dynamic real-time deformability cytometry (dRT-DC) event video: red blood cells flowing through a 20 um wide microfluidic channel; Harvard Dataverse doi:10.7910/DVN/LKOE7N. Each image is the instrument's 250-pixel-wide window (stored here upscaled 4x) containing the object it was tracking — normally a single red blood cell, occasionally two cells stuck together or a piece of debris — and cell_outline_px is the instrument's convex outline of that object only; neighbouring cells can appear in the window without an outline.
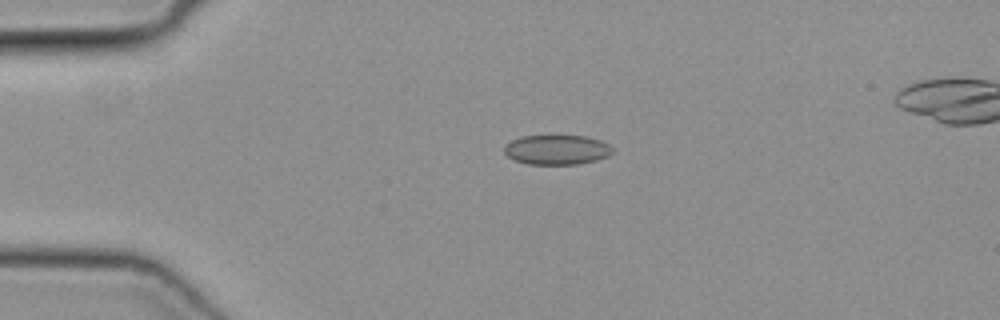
{"species": "common noctule bat (a hibernating species)", "species_latin": "Nyctalus noctula", "temperature_condition": "cold", "stored_images_in_passage": 16, "camera_frame_rate_fps": 3000, "um_per_image_px": 0.085, "animal": {"sex": "female", "body_mass_g": 19.3, "forearm_length_mm": 54.1}, "frame": {"image": 1, "passage_image": 1, "time_ms": 0.0, "image_size_px": [1000, 320], "cell_outline_px": [[612, 152], [608, 156], [596, 160], [576, 164], [528, 164], [516, 160], [508, 156], [504, 152], [504, 144], [512, 140], [524, 136], [584, 136], [600, 140], [608, 144], [612, 148]], "centroid_in_image_um": [47.32, 12.73], "position_along_channel_um": 37.7, "area_um2": 18.55}}
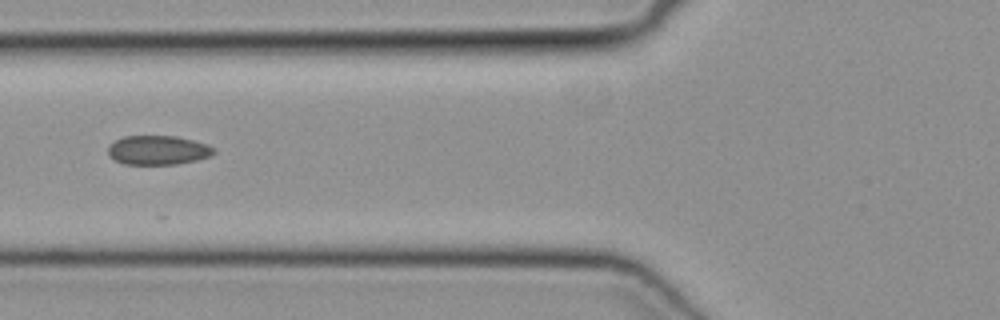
{"frame": {"image": 2, "passage_image": 9, "time_ms": 2.667, "image_size_px": [1000, 320], "cell_outline_px": [[216, 152], [212, 156], [196, 160], [176, 164], [124, 164], [116, 160], [108, 152], [108, 148], [116, 140], [124, 136], [176, 136], [208, 144], [216, 148]], "centroid_in_image_um": [13.5, 12.76], "position_along_channel_um": 112.3, "area_um2": 17.92}}
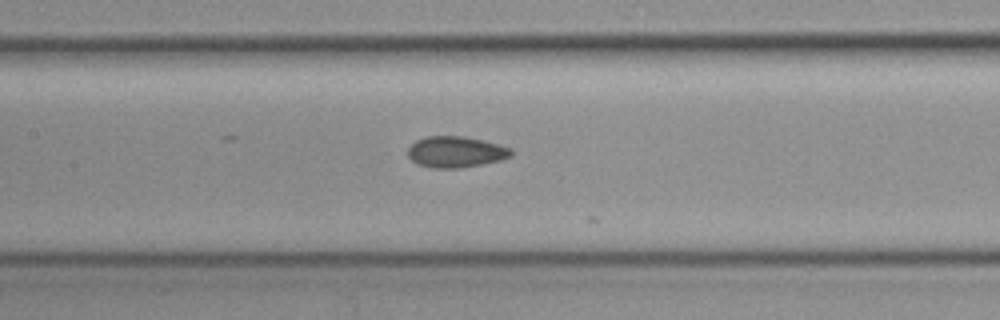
{"frame": {"image": 3, "passage_image": 13, "time_ms": 4.0, "image_size_px": [1000, 320], "cell_outline_px": [[512, 156], [500, 160], [480, 164], [456, 168], [432, 168], [416, 164], [408, 156], [408, 148], [416, 140], [428, 136], [464, 136], [484, 140], [512, 148]], "centroid_in_image_um": [38.73, 12.9], "position_along_channel_um": 168.7, "area_um2": 18.73}}